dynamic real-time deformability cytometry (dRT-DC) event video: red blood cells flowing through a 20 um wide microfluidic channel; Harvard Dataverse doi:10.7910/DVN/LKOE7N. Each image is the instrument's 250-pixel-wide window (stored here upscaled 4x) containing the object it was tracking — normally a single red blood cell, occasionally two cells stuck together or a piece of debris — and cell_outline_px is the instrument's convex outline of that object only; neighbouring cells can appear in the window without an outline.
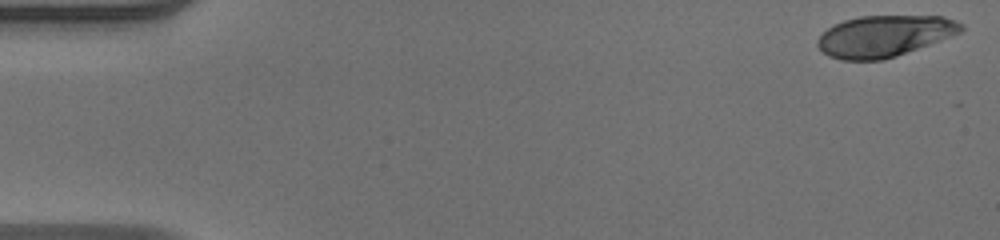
{"species": "human", "species_latin": "Homo sapiens", "temperature_condition": "warm", "stored_images_in_passage": 49, "camera_frame_rate_fps": 3000, "um_per_image_px": 0.085, "donor": {"sex": "male"}, "frame": {"image": 1, "passage_image": 1, "time_ms": 0.0, "image_size_px": [1000, 240], "cell_outline_px": [[964, 28], [960, 32], [896, 56], [884, 60], [840, 60], [828, 56], [816, 44], [816, 40], [828, 28], [844, 20], [860, 16], [940, 16], [956, 20], [964, 24]], "centroid_in_image_um": [75.14, 3.06], "position_along_channel_um": 9.9, "area_um2": 34.28}}
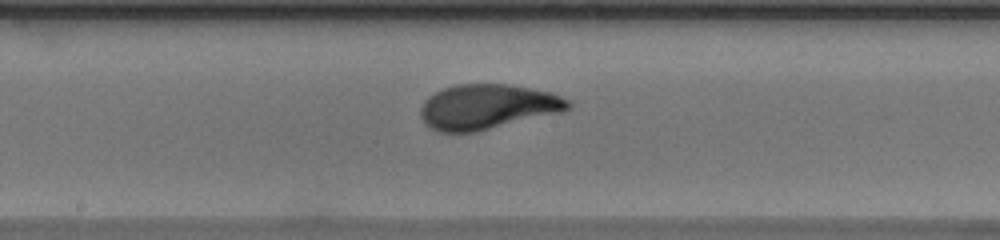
{"frame": {"image": 2, "passage_image": 26, "time_ms": 8.333, "image_size_px": [1000, 240], "cell_outline_px": [[572, 108], [564, 112], [476, 132], [436, 132], [424, 124], [420, 116], [420, 108], [424, 100], [428, 96], [444, 88], [456, 84], [508, 84], [552, 92], [568, 100], [572, 104]], "centroid_in_image_um": [41.44, 9.09], "position_along_channel_um": 206.8, "area_um2": 39.13}}
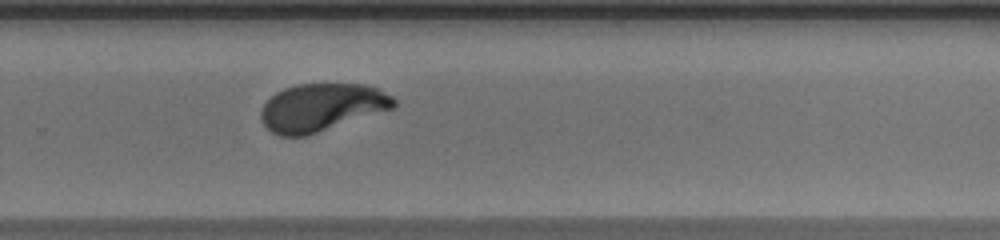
{"frame": {"image": 3, "passage_image": 33, "time_ms": 10.667, "image_size_px": [1000, 240], "cell_outline_px": [[396, 108], [308, 136], [280, 136], [272, 132], [260, 120], [260, 112], [264, 104], [276, 92], [284, 88], [296, 84], [364, 84], [376, 88], [392, 96], [396, 100]], "centroid_in_image_um": [27.36, 9.14], "position_along_channel_um": 302.4, "area_um2": 37.28}, "authors_computed_cell_mechanics": {"area_um2": 36.992, "velocity_mm_per_s": 4.1136, "shape_relaxation_time_tau1_ms": 3.3109, "shape_relaxation_time_tau2_ms": null, "deformation_change_tau1": 0.1911, "deformation_change_tau2": null}}